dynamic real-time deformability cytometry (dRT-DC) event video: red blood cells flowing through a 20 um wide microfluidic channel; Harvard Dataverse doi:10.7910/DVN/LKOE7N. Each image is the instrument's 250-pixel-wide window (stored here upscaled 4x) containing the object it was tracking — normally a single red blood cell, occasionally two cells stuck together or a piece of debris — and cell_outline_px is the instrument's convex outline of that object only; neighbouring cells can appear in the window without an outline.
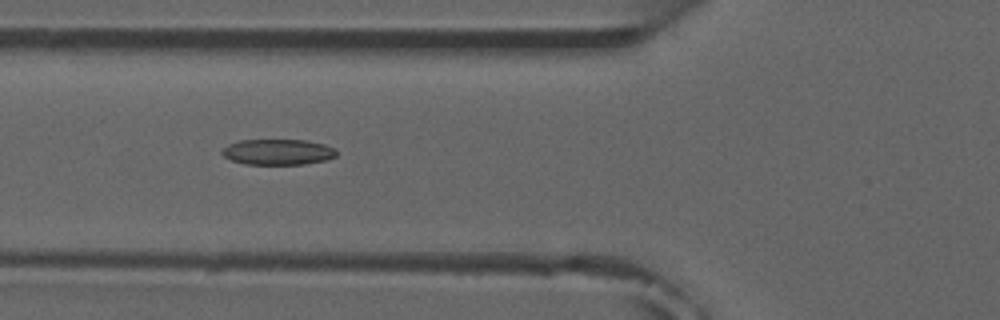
{"species": "common noctule bat (a hibernating species)", "species_latin": "Nyctalus noctula", "temperature_condition": "room temperature", "stored_images_in_passage": 8, "camera_frame_rate_fps": 3000, "um_per_image_px": 0.085, "animal": {"sex": "male", "forearm_length_mm": 52.5}, "frame": {"image": 1, "passage_image": 5, "time_ms": 4.667, "image_size_px": [1000, 320], "cell_outline_px": [[336, 156], [328, 160], [304, 164], [244, 164], [232, 160], [224, 156], [220, 152], [228, 144], [240, 140], [308, 140], [324, 144], [336, 148]], "centroid_in_image_um": [23.65, 12.91], "position_along_channel_um": 102.2, "area_um2": 17.22}}
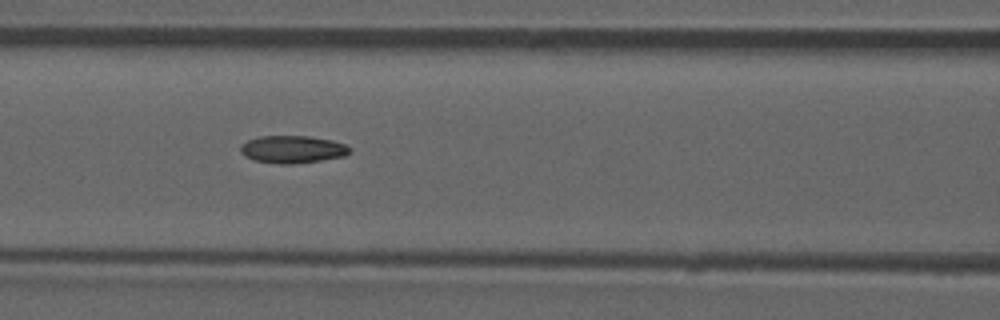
{"frame": {"image": 2, "passage_image": 6, "time_ms": 5.667, "image_size_px": [1000, 320], "cell_outline_px": [[352, 152], [344, 156], [320, 160], [292, 164], [276, 164], [256, 160], [244, 156], [240, 152], [240, 144], [248, 140], [260, 136], [308, 136], [332, 140], [344, 144], [352, 148]], "centroid_in_image_um": [24.86, 12.69], "position_along_channel_um": 141.7, "area_um2": 17.57}}